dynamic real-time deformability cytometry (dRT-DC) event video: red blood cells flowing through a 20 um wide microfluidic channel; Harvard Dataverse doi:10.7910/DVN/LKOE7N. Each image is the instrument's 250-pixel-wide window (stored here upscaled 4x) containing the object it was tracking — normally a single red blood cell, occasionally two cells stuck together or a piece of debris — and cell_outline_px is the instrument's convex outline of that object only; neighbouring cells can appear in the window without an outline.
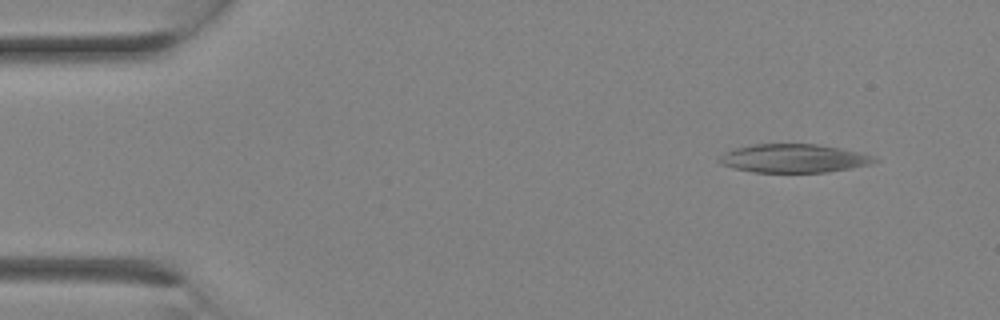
{"species": "Egyptian fruit bat (a non-hibernating species)", "species_latin": "Rousettus aegyptiacus", "temperature_condition": "room temperature", "stored_images_in_passage": 7, "camera_frame_rate_fps": 3000, "um_per_image_px": 0.085, "animal": {"sex": "female"}, "frame": {"image": 1, "passage_image": 2, "time_ms": 0.333, "image_size_px": [1000, 320], "cell_outline_px": [[880, 160], [872, 164], [852, 168], [828, 172], [752, 172], [732, 168], [720, 164], [716, 160], [716, 156], [724, 152], [736, 148], [752, 144], [816, 144], [840, 148], [876, 156]], "centroid_in_image_um": [67.44, 13.46], "position_along_channel_um": 17.6, "area_um2": 26.13}}
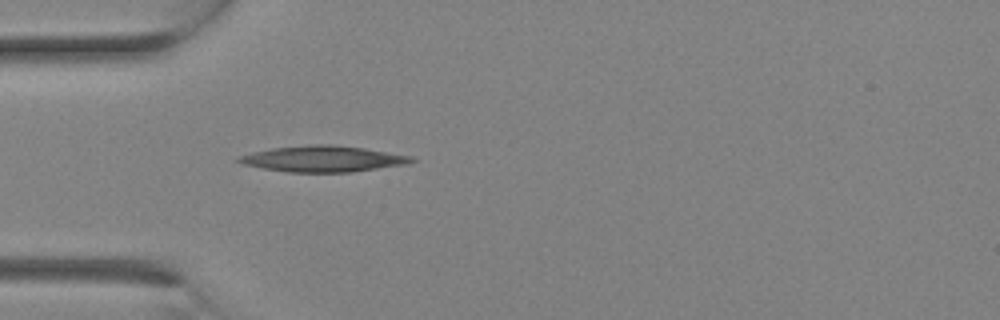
{"frame": {"image": 2, "passage_image": 7, "time_ms": 2.0, "image_size_px": [1000, 320], "cell_outline_px": [[416, 160], [408, 164], [352, 172], [288, 172], [264, 168], [244, 164], [236, 160], [240, 156], [252, 152], [272, 148], [312, 144], [332, 144], [364, 148], [412, 156]], "centroid_in_image_um": [27.49, 13.5], "position_along_channel_um": 57.5, "area_um2": 26.07}}